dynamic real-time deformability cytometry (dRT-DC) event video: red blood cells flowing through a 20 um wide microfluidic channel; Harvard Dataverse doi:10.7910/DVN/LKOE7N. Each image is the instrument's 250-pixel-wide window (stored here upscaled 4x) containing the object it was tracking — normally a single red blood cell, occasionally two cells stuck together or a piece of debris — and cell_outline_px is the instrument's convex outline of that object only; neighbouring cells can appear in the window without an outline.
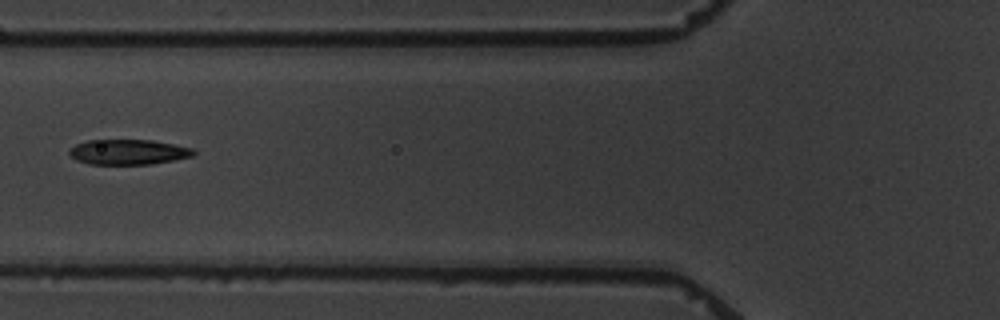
{"species": "common noctule bat (a hibernating species)", "species_latin": "Nyctalus noctula", "temperature_condition": "warm", "stored_images_in_passage": 4, "camera_frame_rate_fps": 3000, "um_per_image_px": 0.085, "animal": {"sex": "male", "body_mass_g": 19.5, "forearm_length_mm": 54.6}, "frame": {"image": 1, "passage_image": 2, "time_ms": 1.333, "image_size_px": [1000, 320], "cell_outline_px": [[196, 152], [192, 156], [176, 160], [152, 164], [88, 164], [76, 160], [68, 152], [76, 144], [88, 140], [152, 140], [192, 148]], "centroid_in_image_um": [10.92, 12.92], "position_along_channel_um": 114.9, "area_um2": 18.15}}
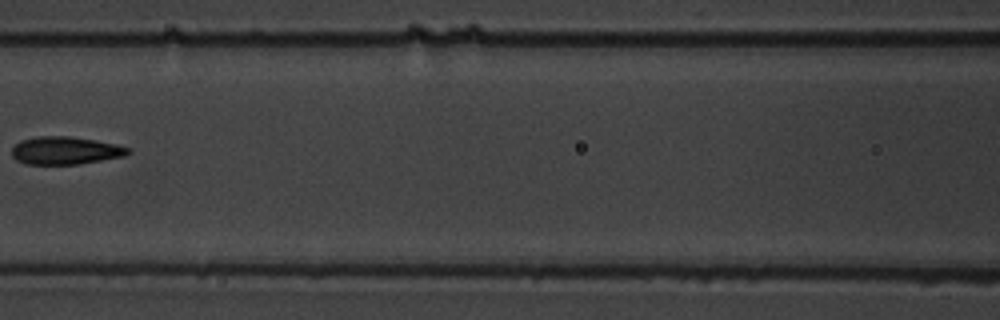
{"frame": {"image": 2, "passage_image": 3, "time_ms": 2.667, "image_size_px": [1000, 320], "cell_outline_px": [[132, 152], [124, 156], [76, 164], [24, 164], [16, 160], [12, 156], [12, 148], [20, 140], [36, 136], [68, 136], [96, 140], [116, 144], [128, 148]], "centroid_in_image_um": [5.52, 12.79], "position_along_channel_um": 161.1, "area_um2": 18.79}}
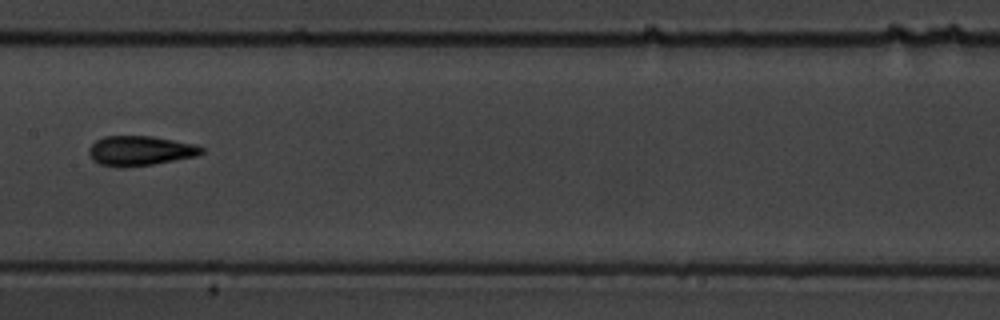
{"frame": {"image": 3, "passage_image": 4, "time_ms": 3.667, "image_size_px": [1000, 320], "cell_outline_px": [[204, 152], [196, 156], [152, 164], [120, 168], [100, 164], [92, 160], [88, 152], [88, 148], [96, 140], [104, 136], [152, 136], [196, 144], [204, 148]], "centroid_in_image_um": [11.89, 12.81], "position_along_channel_um": 195.5, "area_um2": 19.59}}